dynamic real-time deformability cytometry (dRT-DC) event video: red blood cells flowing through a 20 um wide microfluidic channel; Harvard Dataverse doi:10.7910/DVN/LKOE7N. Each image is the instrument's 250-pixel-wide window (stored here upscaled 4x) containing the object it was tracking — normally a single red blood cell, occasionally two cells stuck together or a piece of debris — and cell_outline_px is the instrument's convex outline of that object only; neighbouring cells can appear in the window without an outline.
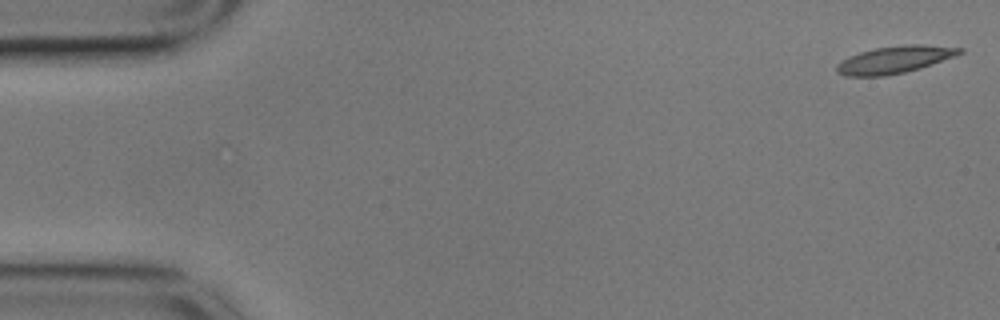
{"species": "common noctule bat (a hibernating species)", "species_latin": "Nyctalus noctula", "temperature_condition": "cold", "stored_images_in_passage": 9, "camera_frame_rate_fps": 3000, "um_per_image_px": 0.085, "animal": {"sex": "male", "body_mass_g": 17.9}, "frame": {"image": 1, "passage_image": 1, "time_ms": 0.0, "image_size_px": [1000, 320], "cell_outline_px": [[964, 52], [956, 56], [920, 68], [904, 72], [884, 76], [844, 76], [836, 72], [836, 64], [848, 56], [860, 52], [876, 48], [908, 44], [924, 44], [964, 48]], "centroid_in_image_um": [76.05, 5.07], "position_along_channel_um": 9.0, "area_um2": 19.59}}